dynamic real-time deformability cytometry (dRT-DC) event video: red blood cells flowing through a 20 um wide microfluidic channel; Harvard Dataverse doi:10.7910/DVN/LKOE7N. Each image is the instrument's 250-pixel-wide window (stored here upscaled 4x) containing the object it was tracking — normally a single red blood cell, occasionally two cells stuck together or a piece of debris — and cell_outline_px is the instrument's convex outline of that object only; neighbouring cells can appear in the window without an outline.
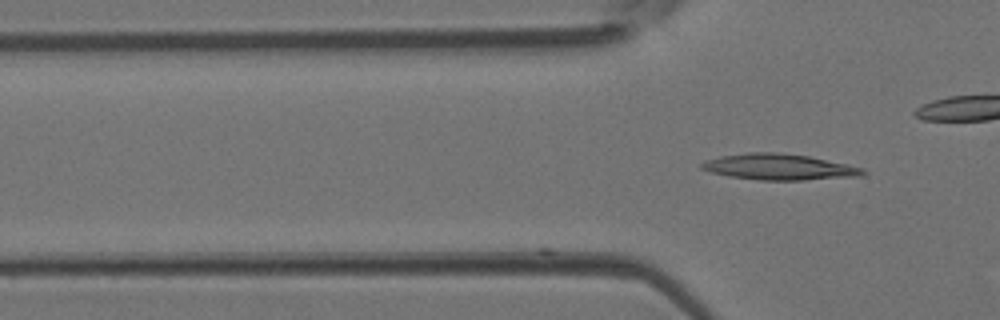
{"species": "Egyptian fruit bat (a non-hibernating species)", "species_latin": "Rousettus aegyptiacus", "temperature_condition": "room temperature", "stored_images_in_passage": 13, "camera_frame_rate_fps": 3000, "um_per_image_px": 0.085, "animal": {"sex": "female"}, "frame": {"image": 1, "passage_image": 13, "time_ms": 4.0, "image_size_px": [1000, 320], "cell_outline_px": [[868, 172], [860, 176], [804, 180], [760, 180], [728, 176], [712, 172], [700, 168], [700, 164], [704, 160], [720, 156], [748, 152], [776, 152], [808, 156], [864, 168]], "centroid_in_image_um": [66.2, 14.19], "position_along_channel_um": 59.6, "area_um2": 24.39}}